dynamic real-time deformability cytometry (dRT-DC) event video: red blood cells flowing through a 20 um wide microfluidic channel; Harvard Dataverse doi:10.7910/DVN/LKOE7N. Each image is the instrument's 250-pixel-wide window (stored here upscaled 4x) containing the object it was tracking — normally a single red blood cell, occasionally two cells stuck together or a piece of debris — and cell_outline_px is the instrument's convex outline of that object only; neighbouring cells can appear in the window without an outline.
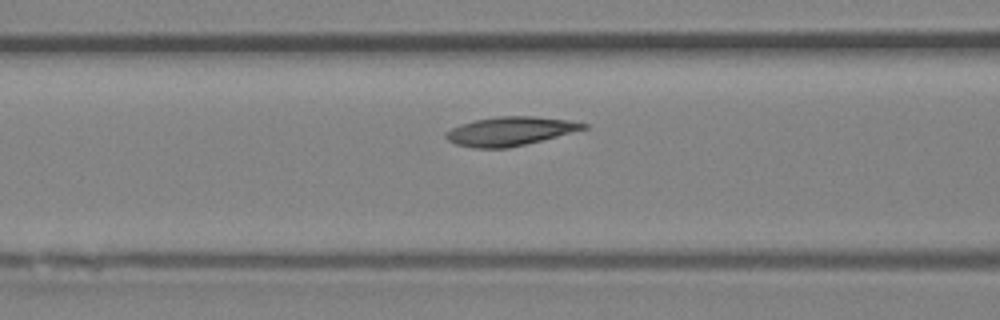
{"species": "Egyptian fruit bat (a non-hibernating species)", "species_latin": "Rousettus aegyptiacus", "temperature_condition": "room temperature", "stored_images_in_passage": 16, "camera_frame_rate_fps": 3000, "um_per_image_px": 0.085, "animal": {"sex": "female"}, "frame": {"image": 1, "passage_image": 14, "time_ms": 4.333, "image_size_px": [1000, 320], "cell_outline_px": [[588, 128], [508, 148], [472, 148], [456, 144], [448, 140], [444, 136], [444, 132], [460, 124], [476, 120], [496, 116], [536, 116], [568, 120], [588, 124]], "centroid_in_image_um": [43.32, 11.14], "position_along_channel_um": 123.3, "area_um2": 22.95}}